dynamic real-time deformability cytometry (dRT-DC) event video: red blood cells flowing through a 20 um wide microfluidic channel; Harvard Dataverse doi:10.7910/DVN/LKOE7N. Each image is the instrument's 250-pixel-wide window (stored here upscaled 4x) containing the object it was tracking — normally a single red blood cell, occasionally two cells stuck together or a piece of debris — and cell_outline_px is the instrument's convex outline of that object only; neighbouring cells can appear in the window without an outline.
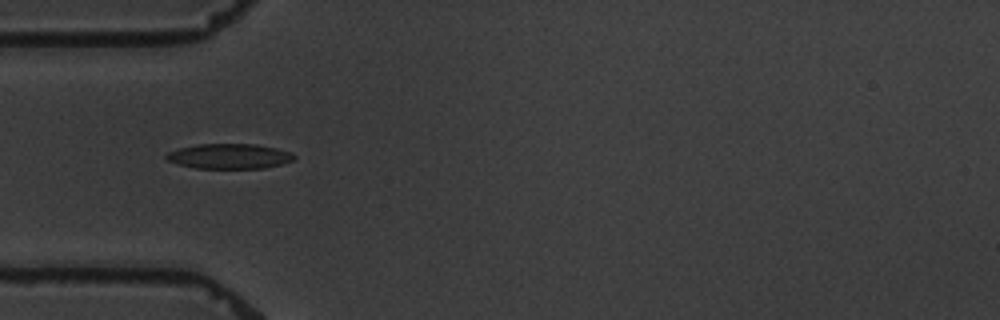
{"species": "common noctule bat (a hibernating species)", "species_latin": "Nyctalus noctula", "temperature_condition": "warm", "stored_images_in_passage": 2, "camera_frame_rate_fps": 3000, "um_per_image_px": 0.085, "animal": {"sex": "male", "body_mass_g": 19.5, "forearm_length_mm": 54.6}, "frame": {"image": 1, "passage_image": 1, "time_ms": 0.0, "image_size_px": [1000, 320], "cell_outline_px": [[296, 156], [292, 160], [280, 164], [264, 168], [196, 168], [176, 164], [168, 160], [164, 156], [168, 152], [180, 148], [200, 144], [256, 144], [276, 148], [292, 152]], "centroid_in_image_um": [19.49, 13.28], "position_along_channel_um": 65.5, "area_um2": 18.55}}
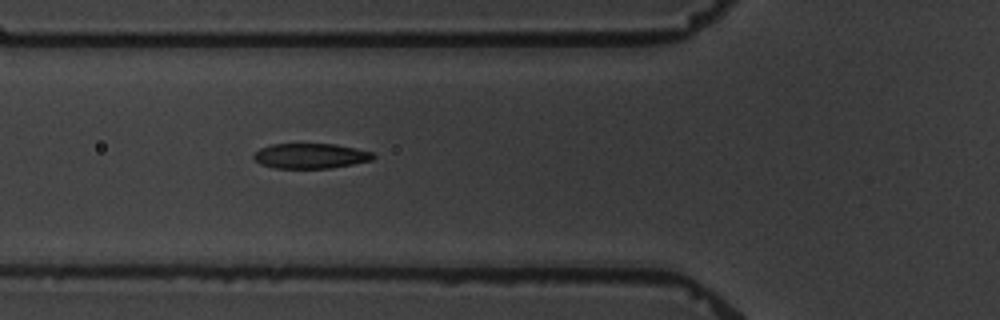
{"frame": {"image": 2, "passage_image": 2, "time_ms": 1.0, "image_size_px": [1000, 320], "cell_outline_px": [[376, 156], [372, 160], [352, 164], [328, 168], [276, 168], [260, 164], [252, 160], [252, 156], [260, 148], [272, 144], [336, 144], [356, 148], [372, 152]], "centroid_in_image_um": [26.37, 13.25], "position_along_channel_um": 99.4, "area_um2": 17.51}}